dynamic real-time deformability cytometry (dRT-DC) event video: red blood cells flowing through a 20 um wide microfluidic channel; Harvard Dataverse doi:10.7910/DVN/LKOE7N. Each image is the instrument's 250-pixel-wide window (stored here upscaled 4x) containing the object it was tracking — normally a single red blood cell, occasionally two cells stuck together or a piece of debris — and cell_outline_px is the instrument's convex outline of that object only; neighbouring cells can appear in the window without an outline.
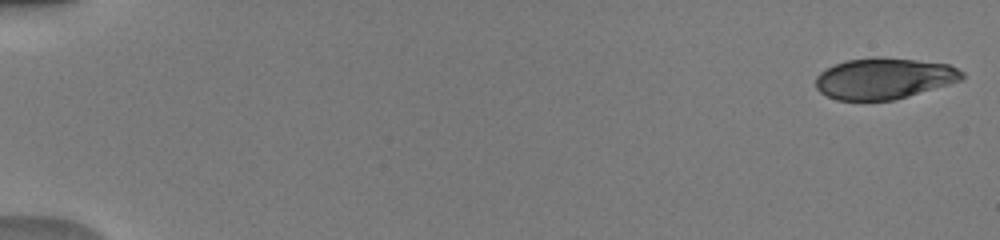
{"species": "human", "species_latin": "Homo sapiens", "temperature_condition": "warm", "stored_images_in_passage": 50, "camera_frame_rate_fps": 3000, "um_per_image_px": 0.085, "donor": {"sex": "male"}, "frame": {"image": 1, "passage_image": 1, "time_ms": 0.0, "image_size_px": [1000, 240], "cell_outline_px": [[964, 80], [908, 96], [892, 100], [836, 100], [820, 92], [816, 88], [816, 76], [820, 72], [836, 64], [848, 60], [876, 56], [880, 56], [916, 60], [948, 64], [964, 72]], "centroid_in_image_um": [75.16, 6.66], "position_along_channel_um": 9.8, "area_um2": 35.08}}
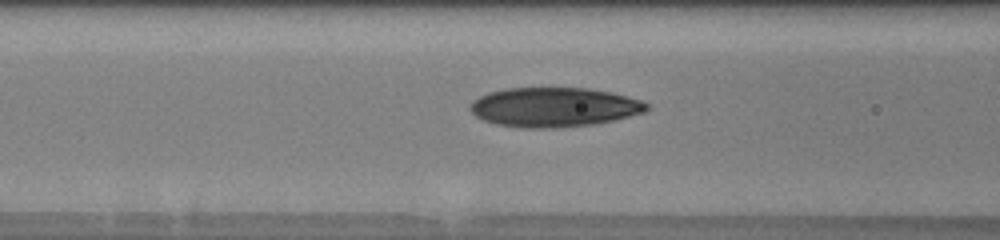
{"frame": {"image": 2, "passage_image": 22, "time_ms": 7.0, "image_size_px": [1000, 240], "cell_outline_px": [[648, 112], [612, 120], [592, 124], [556, 128], [524, 128], [496, 124], [484, 120], [476, 116], [468, 108], [468, 104], [472, 100], [488, 92], [504, 88], [588, 88], [612, 92], [644, 100], [648, 104]], "centroid_in_image_um": [47.09, 9.1], "position_along_channel_um": 119.5, "area_um2": 40.92}}
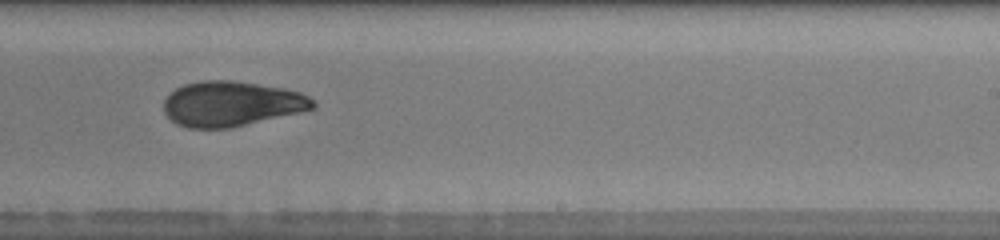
{"frame": {"image": 3, "passage_image": 33, "time_ms": 10.667, "image_size_px": [1000, 240], "cell_outline_px": [[316, 108], [300, 112], [232, 128], [188, 128], [176, 124], [164, 112], [164, 100], [176, 88], [184, 84], [204, 80], [232, 80], [284, 88], [300, 92], [316, 100]], "centroid_in_image_um": [19.7, 8.82], "position_along_channel_um": 269.3, "area_um2": 39.3}, "authors_computed_cell_mechanics": {"area_um2": 38.5526, "velocity_mm_per_s": 4.0856, "shape_relaxation_time_tau1_ms": 8.7186, "shape_relaxation_time_tau2_ms": 1.7573, "deformation_change_tau1": 0.2197, "deformation_change_tau2": 0.0717}}